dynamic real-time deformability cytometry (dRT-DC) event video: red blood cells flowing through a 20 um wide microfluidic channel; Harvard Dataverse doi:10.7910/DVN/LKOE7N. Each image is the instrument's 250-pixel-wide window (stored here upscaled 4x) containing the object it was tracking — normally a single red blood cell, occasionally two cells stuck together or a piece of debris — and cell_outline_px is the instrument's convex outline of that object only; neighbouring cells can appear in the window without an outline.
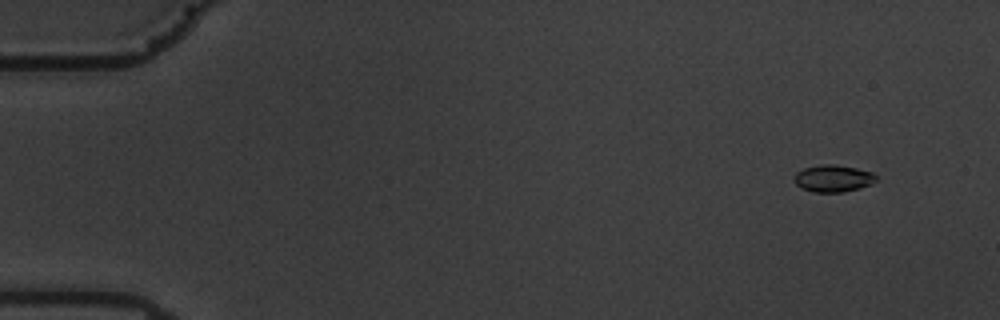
{"species": "common noctule bat (a hibernating species)", "species_latin": "Nyctalus noctula", "temperature_condition": "warm", "stored_images_in_passage": 59, "camera_frame_rate_fps": 3000, "um_per_image_px": 0.085, "animal": {"sex": "male", "body_mass_g": 19.5, "forearm_length_mm": 54.6}, "frame": {"image": 1, "passage_image": 5, "time_ms": 1.333, "image_size_px": [1000, 320], "cell_outline_px": [[876, 180], [872, 184], [860, 188], [844, 192], [812, 192], [800, 188], [796, 184], [796, 172], [804, 168], [820, 164], [836, 164], [856, 168], [872, 172], [876, 176]], "centroid_in_image_um": [70.83, 15.16], "position_along_channel_um": 14.2, "area_um2": 12.95}}
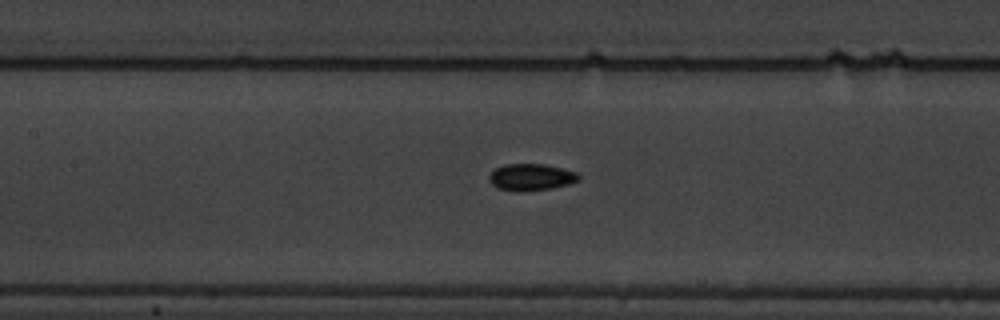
{"frame": {"image": 2, "passage_image": 28, "time_ms": 9.0, "image_size_px": [1000, 320], "cell_outline_px": [[580, 180], [568, 184], [552, 188], [520, 192], [500, 188], [492, 184], [488, 180], [488, 176], [496, 168], [504, 164], [544, 164], [576, 172], [580, 176]], "centroid_in_image_um": [45.14, 15.06], "position_along_channel_um": 162.3, "area_um2": 13.87}}
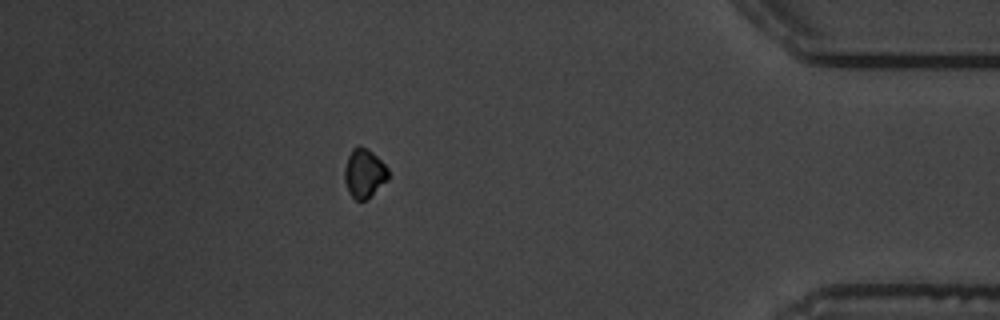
{"frame": {"image": 3, "passage_image": 52, "time_ms": 17.0, "image_size_px": [1000, 320], "cell_outline_px": [[388, 180], [364, 200], [356, 200], [348, 192], [344, 180], [344, 168], [348, 156], [352, 148], [356, 144], [360, 144], [368, 148], [388, 168]], "centroid_in_image_um": [30.93, 14.68], "position_along_channel_um": 404.3, "area_um2": 12.48}, "authors_computed_cell_mechanics": {"area_um2": 12.9472, "velocity_mm_per_s": 3.5243, "shape_relaxation_time_tau1_ms": 2.0232, "shape_relaxation_time_tau2_ms": null, "deformation_change_tau1": 0.0649, "deformation_change_tau2": null}}